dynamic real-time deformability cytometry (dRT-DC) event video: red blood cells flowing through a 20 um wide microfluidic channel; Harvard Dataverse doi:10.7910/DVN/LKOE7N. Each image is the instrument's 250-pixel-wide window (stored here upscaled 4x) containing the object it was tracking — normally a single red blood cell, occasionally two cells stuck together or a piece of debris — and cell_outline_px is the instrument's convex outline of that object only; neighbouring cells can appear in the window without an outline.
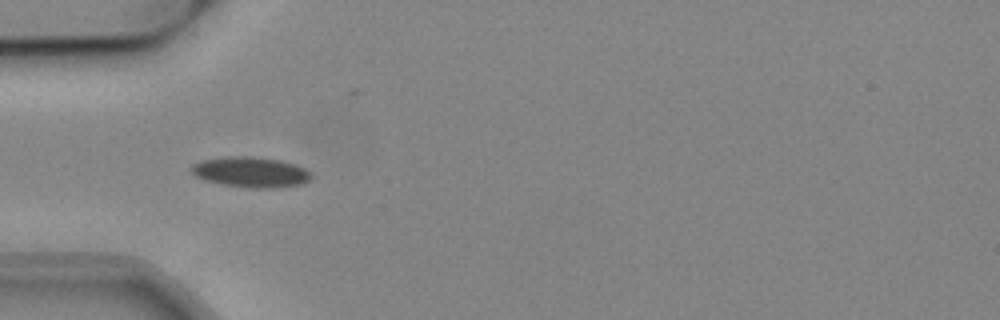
{"species": "common noctule bat (a hibernating species)", "species_latin": "Nyctalus noctula", "temperature_condition": "cold", "stored_images_in_passage": 23, "camera_frame_rate_fps": 3000, "um_per_image_px": 0.085, "animal": {"sex": "male", "body_mass_g": 19.2, "forearm_length_mm": 51.8}, "frame": {"image": 1, "passage_image": 1, "time_ms": 0.0, "image_size_px": [1000, 320], "cell_outline_px": [[312, 176], [308, 180], [300, 184], [272, 188], [256, 188], [224, 184], [204, 180], [196, 176], [188, 168], [192, 164], [200, 160], [228, 156], [252, 156], [280, 160], [296, 164], [304, 168]], "centroid_in_image_um": [21.27, 14.61], "position_along_channel_um": 63.7, "area_um2": 21.15}}
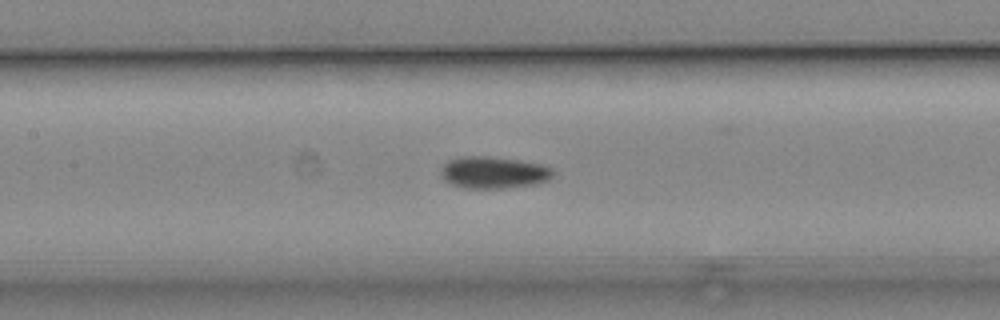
{"frame": {"image": 2, "passage_image": 9, "time_ms": 2.667, "image_size_px": [1000, 320], "cell_outline_px": [[556, 172], [548, 180], [536, 184], [500, 188], [468, 188], [452, 184], [444, 180], [440, 176], [440, 168], [448, 160], [456, 156], [488, 156], [520, 160], [548, 164], [556, 168]], "centroid_in_image_um": [42.0, 14.63], "position_along_channel_um": 165.4, "area_um2": 21.39}}
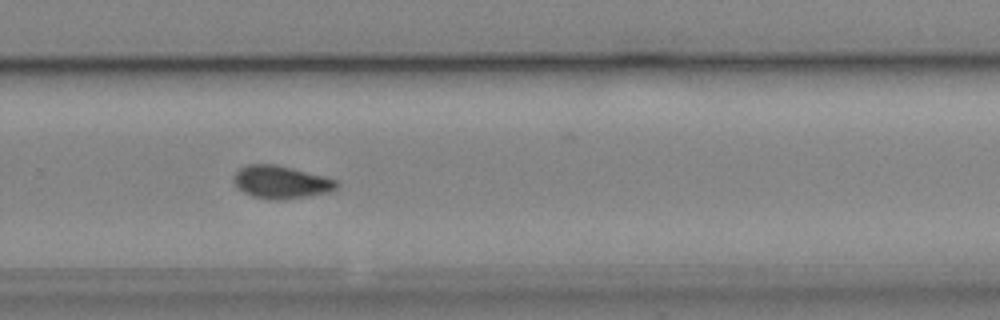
{"frame": {"image": 3, "passage_image": 20, "time_ms": 6.333, "image_size_px": [1000, 320], "cell_outline_px": [[340, 184], [336, 188], [328, 192], [304, 196], [276, 200], [252, 196], [236, 188], [232, 180], [232, 176], [244, 164], [276, 164], [324, 176], [336, 180]], "centroid_in_image_um": [23.83, 15.46], "position_along_channel_um": 306.0, "area_um2": 19.59}}